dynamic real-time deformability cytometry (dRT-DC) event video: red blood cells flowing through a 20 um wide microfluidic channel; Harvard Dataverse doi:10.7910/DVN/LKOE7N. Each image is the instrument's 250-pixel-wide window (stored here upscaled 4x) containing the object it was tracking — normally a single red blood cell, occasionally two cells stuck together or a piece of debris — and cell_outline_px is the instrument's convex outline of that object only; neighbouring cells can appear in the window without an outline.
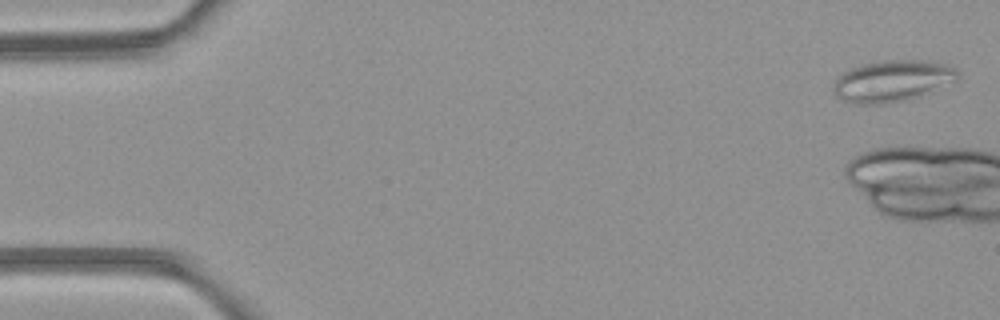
{"species": "common noctule bat (a hibernating species)", "species_latin": "Nyctalus noctula", "temperature_condition": "room temperature", "stored_images_in_passage": 6, "camera_frame_rate_fps": 3000, "um_per_image_px": 0.085, "animal": {"sex": "female", "body_mass_g": 21.9}, "frame": {"image": 1, "passage_image": 1, "time_ms": 0.0, "image_size_px": [1000, 320], "cell_outline_px": [[960, 76], [920, 96], [908, 100], [884, 104], [852, 104], [836, 96], [832, 92], [832, 84], [844, 72], [852, 68], [864, 64], [880, 60], [920, 60], [948, 64], [956, 68], [960, 72]], "centroid_in_image_um": [75.8, 6.89], "position_along_channel_um": 9.2, "area_um2": 29.94}}